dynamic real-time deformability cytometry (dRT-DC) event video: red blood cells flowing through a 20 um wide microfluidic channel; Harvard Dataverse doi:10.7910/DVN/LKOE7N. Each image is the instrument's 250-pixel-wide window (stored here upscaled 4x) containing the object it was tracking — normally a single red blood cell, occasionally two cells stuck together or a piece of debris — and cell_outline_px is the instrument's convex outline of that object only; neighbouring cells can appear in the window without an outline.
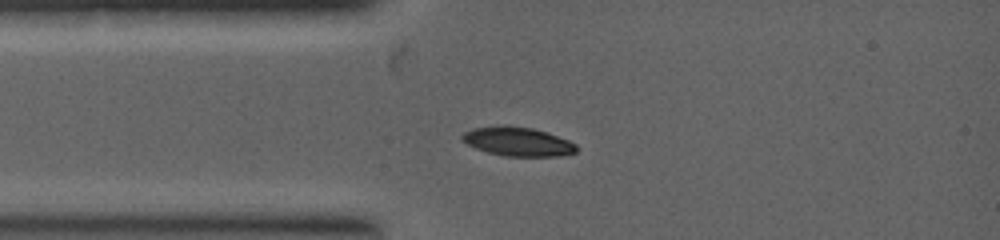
{"species": "common noctule bat (a hibernating species)", "species_latin": "Nyctalus noctula", "temperature_condition": "warm", "stored_images_in_passage": 1, "camera_frame_rate_fps": 5000, "um_per_image_px": 0.085, "animal": {"sex": "female", "body_mass_g": 19.0, "forearm_length_mm": 53.3}, "frame": {"image": 1, "passage_image": 1, "time_ms": 0.0, "image_size_px": [1000, 240], "cell_outline_px": [[576, 152], [556, 156], [504, 156], [488, 152], [476, 148], [460, 140], [460, 136], [464, 132], [472, 128], [504, 124], [532, 128], [548, 132], [568, 140], [576, 144]], "centroid_in_image_um": [43.97, 12.01], "position_along_channel_um": 41.0, "area_um2": 19.42}}